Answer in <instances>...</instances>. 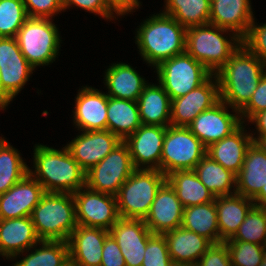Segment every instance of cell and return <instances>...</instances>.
Wrapping results in <instances>:
<instances>
[{"instance_id": "cell-1", "label": "cell", "mask_w": 266, "mask_h": 266, "mask_svg": "<svg viewBox=\"0 0 266 266\" xmlns=\"http://www.w3.org/2000/svg\"><path fill=\"white\" fill-rule=\"evenodd\" d=\"M265 73L266 64L241 44L226 64L215 73L219 82L220 100L239 114Z\"/></svg>"}, {"instance_id": "cell-2", "label": "cell", "mask_w": 266, "mask_h": 266, "mask_svg": "<svg viewBox=\"0 0 266 266\" xmlns=\"http://www.w3.org/2000/svg\"><path fill=\"white\" fill-rule=\"evenodd\" d=\"M34 172L29 173L48 193L74 194L85 186V172L68 148L57 150L37 144L34 148Z\"/></svg>"}, {"instance_id": "cell-3", "label": "cell", "mask_w": 266, "mask_h": 266, "mask_svg": "<svg viewBox=\"0 0 266 266\" xmlns=\"http://www.w3.org/2000/svg\"><path fill=\"white\" fill-rule=\"evenodd\" d=\"M136 44L144 61L155 66L186 52V28L172 16L159 13L139 26Z\"/></svg>"}, {"instance_id": "cell-4", "label": "cell", "mask_w": 266, "mask_h": 266, "mask_svg": "<svg viewBox=\"0 0 266 266\" xmlns=\"http://www.w3.org/2000/svg\"><path fill=\"white\" fill-rule=\"evenodd\" d=\"M30 217L41 241L67 242L77 227L73 194L46 192Z\"/></svg>"}, {"instance_id": "cell-5", "label": "cell", "mask_w": 266, "mask_h": 266, "mask_svg": "<svg viewBox=\"0 0 266 266\" xmlns=\"http://www.w3.org/2000/svg\"><path fill=\"white\" fill-rule=\"evenodd\" d=\"M228 31L211 23L187 28L186 52L215 74L242 44V39L233 32L231 40L222 36Z\"/></svg>"}, {"instance_id": "cell-6", "label": "cell", "mask_w": 266, "mask_h": 266, "mask_svg": "<svg viewBox=\"0 0 266 266\" xmlns=\"http://www.w3.org/2000/svg\"><path fill=\"white\" fill-rule=\"evenodd\" d=\"M165 182L166 176L159 170L136 169L116 195L119 217L144 220Z\"/></svg>"}, {"instance_id": "cell-7", "label": "cell", "mask_w": 266, "mask_h": 266, "mask_svg": "<svg viewBox=\"0 0 266 266\" xmlns=\"http://www.w3.org/2000/svg\"><path fill=\"white\" fill-rule=\"evenodd\" d=\"M50 18L28 17L19 29L16 39L19 48L34 68L55 61L60 48L58 28Z\"/></svg>"}, {"instance_id": "cell-8", "label": "cell", "mask_w": 266, "mask_h": 266, "mask_svg": "<svg viewBox=\"0 0 266 266\" xmlns=\"http://www.w3.org/2000/svg\"><path fill=\"white\" fill-rule=\"evenodd\" d=\"M205 155L206 147L188 127H166L160 159V171L165 176L175 171L193 170Z\"/></svg>"}, {"instance_id": "cell-9", "label": "cell", "mask_w": 266, "mask_h": 266, "mask_svg": "<svg viewBox=\"0 0 266 266\" xmlns=\"http://www.w3.org/2000/svg\"><path fill=\"white\" fill-rule=\"evenodd\" d=\"M156 71L159 83L171 100L186 95L213 75L187 52L163 61Z\"/></svg>"}, {"instance_id": "cell-10", "label": "cell", "mask_w": 266, "mask_h": 266, "mask_svg": "<svg viewBox=\"0 0 266 266\" xmlns=\"http://www.w3.org/2000/svg\"><path fill=\"white\" fill-rule=\"evenodd\" d=\"M135 170L128 146L121 141L104 159L85 173V186L116 196Z\"/></svg>"}, {"instance_id": "cell-11", "label": "cell", "mask_w": 266, "mask_h": 266, "mask_svg": "<svg viewBox=\"0 0 266 266\" xmlns=\"http://www.w3.org/2000/svg\"><path fill=\"white\" fill-rule=\"evenodd\" d=\"M73 197L77 225L110 230L120 218L114 195L97 192L84 186L75 192Z\"/></svg>"}, {"instance_id": "cell-12", "label": "cell", "mask_w": 266, "mask_h": 266, "mask_svg": "<svg viewBox=\"0 0 266 266\" xmlns=\"http://www.w3.org/2000/svg\"><path fill=\"white\" fill-rule=\"evenodd\" d=\"M34 69L22 54L16 38L0 37V87L11 101Z\"/></svg>"}, {"instance_id": "cell-13", "label": "cell", "mask_w": 266, "mask_h": 266, "mask_svg": "<svg viewBox=\"0 0 266 266\" xmlns=\"http://www.w3.org/2000/svg\"><path fill=\"white\" fill-rule=\"evenodd\" d=\"M219 101V82L213 74L199 87L171 100V125L187 127L200 113L212 108Z\"/></svg>"}, {"instance_id": "cell-14", "label": "cell", "mask_w": 266, "mask_h": 266, "mask_svg": "<svg viewBox=\"0 0 266 266\" xmlns=\"http://www.w3.org/2000/svg\"><path fill=\"white\" fill-rule=\"evenodd\" d=\"M226 105L220 100L212 108L200 113L187 126L206 148L231 135L243 124L240 114H230Z\"/></svg>"}, {"instance_id": "cell-15", "label": "cell", "mask_w": 266, "mask_h": 266, "mask_svg": "<svg viewBox=\"0 0 266 266\" xmlns=\"http://www.w3.org/2000/svg\"><path fill=\"white\" fill-rule=\"evenodd\" d=\"M165 134L166 127L141 125L124 140L136 169L160 171V159Z\"/></svg>"}, {"instance_id": "cell-16", "label": "cell", "mask_w": 266, "mask_h": 266, "mask_svg": "<svg viewBox=\"0 0 266 266\" xmlns=\"http://www.w3.org/2000/svg\"><path fill=\"white\" fill-rule=\"evenodd\" d=\"M121 140L109 130L83 131L66 145L73 159L86 173L104 159Z\"/></svg>"}, {"instance_id": "cell-17", "label": "cell", "mask_w": 266, "mask_h": 266, "mask_svg": "<svg viewBox=\"0 0 266 266\" xmlns=\"http://www.w3.org/2000/svg\"><path fill=\"white\" fill-rule=\"evenodd\" d=\"M46 192L30 174H26L7 192L0 195V219L30 217Z\"/></svg>"}, {"instance_id": "cell-18", "label": "cell", "mask_w": 266, "mask_h": 266, "mask_svg": "<svg viewBox=\"0 0 266 266\" xmlns=\"http://www.w3.org/2000/svg\"><path fill=\"white\" fill-rule=\"evenodd\" d=\"M183 211L184 206L175 190L166 181L158 190L144 221L153 234H164L181 226Z\"/></svg>"}, {"instance_id": "cell-19", "label": "cell", "mask_w": 266, "mask_h": 266, "mask_svg": "<svg viewBox=\"0 0 266 266\" xmlns=\"http://www.w3.org/2000/svg\"><path fill=\"white\" fill-rule=\"evenodd\" d=\"M109 233L124 256L126 266H142L148 237L152 232L144 220L119 218Z\"/></svg>"}, {"instance_id": "cell-20", "label": "cell", "mask_w": 266, "mask_h": 266, "mask_svg": "<svg viewBox=\"0 0 266 266\" xmlns=\"http://www.w3.org/2000/svg\"><path fill=\"white\" fill-rule=\"evenodd\" d=\"M109 230L77 225L68 242L69 256L78 266H101L102 250Z\"/></svg>"}, {"instance_id": "cell-21", "label": "cell", "mask_w": 266, "mask_h": 266, "mask_svg": "<svg viewBox=\"0 0 266 266\" xmlns=\"http://www.w3.org/2000/svg\"><path fill=\"white\" fill-rule=\"evenodd\" d=\"M74 124L81 131L107 130L108 95L83 87L75 100Z\"/></svg>"}, {"instance_id": "cell-22", "label": "cell", "mask_w": 266, "mask_h": 266, "mask_svg": "<svg viewBox=\"0 0 266 266\" xmlns=\"http://www.w3.org/2000/svg\"><path fill=\"white\" fill-rule=\"evenodd\" d=\"M31 217L0 219V255L17 257L25 250L40 245Z\"/></svg>"}, {"instance_id": "cell-23", "label": "cell", "mask_w": 266, "mask_h": 266, "mask_svg": "<svg viewBox=\"0 0 266 266\" xmlns=\"http://www.w3.org/2000/svg\"><path fill=\"white\" fill-rule=\"evenodd\" d=\"M250 0H211L209 23L243 39L254 19Z\"/></svg>"}, {"instance_id": "cell-24", "label": "cell", "mask_w": 266, "mask_h": 266, "mask_svg": "<svg viewBox=\"0 0 266 266\" xmlns=\"http://www.w3.org/2000/svg\"><path fill=\"white\" fill-rule=\"evenodd\" d=\"M266 184V154L252 142L246 150L241 170L236 175L234 193L254 199Z\"/></svg>"}, {"instance_id": "cell-25", "label": "cell", "mask_w": 266, "mask_h": 266, "mask_svg": "<svg viewBox=\"0 0 266 266\" xmlns=\"http://www.w3.org/2000/svg\"><path fill=\"white\" fill-rule=\"evenodd\" d=\"M243 124L231 135L206 148V154L225 169L237 175L244 162L246 150L252 144V135L244 132Z\"/></svg>"}, {"instance_id": "cell-26", "label": "cell", "mask_w": 266, "mask_h": 266, "mask_svg": "<svg viewBox=\"0 0 266 266\" xmlns=\"http://www.w3.org/2000/svg\"><path fill=\"white\" fill-rule=\"evenodd\" d=\"M164 237L172 262L193 266L213 244L207 238L182 226L164 233Z\"/></svg>"}, {"instance_id": "cell-27", "label": "cell", "mask_w": 266, "mask_h": 266, "mask_svg": "<svg viewBox=\"0 0 266 266\" xmlns=\"http://www.w3.org/2000/svg\"><path fill=\"white\" fill-rule=\"evenodd\" d=\"M137 103L142 125H171V99L160 83L146 84Z\"/></svg>"}, {"instance_id": "cell-28", "label": "cell", "mask_w": 266, "mask_h": 266, "mask_svg": "<svg viewBox=\"0 0 266 266\" xmlns=\"http://www.w3.org/2000/svg\"><path fill=\"white\" fill-rule=\"evenodd\" d=\"M220 243L231 239L254 206V201L237 193L215 197Z\"/></svg>"}, {"instance_id": "cell-29", "label": "cell", "mask_w": 266, "mask_h": 266, "mask_svg": "<svg viewBox=\"0 0 266 266\" xmlns=\"http://www.w3.org/2000/svg\"><path fill=\"white\" fill-rule=\"evenodd\" d=\"M107 95L118 99L137 101L147 84L135 69L126 63H115L105 72Z\"/></svg>"}, {"instance_id": "cell-30", "label": "cell", "mask_w": 266, "mask_h": 266, "mask_svg": "<svg viewBox=\"0 0 266 266\" xmlns=\"http://www.w3.org/2000/svg\"><path fill=\"white\" fill-rule=\"evenodd\" d=\"M141 125L137 101L108 96L107 130L124 141Z\"/></svg>"}, {"instance_id": "cell-31", "label": "cell", "mask_w": 266, "mask_h": 266, "mask_svg": "<svg viewBox=\"0 0 266 266\" xmlns=\"http://www.w3.org/2000/svg\"><path fill=\"white\" fill-rule=\"evenodd\" d=\"M166 181L175 190L184 208L215 200V196L199 180L193 170L172 172L166 176Z\"/></svg>"}, {"instance_id": "cell-32", "label": "cell", "mask_w": 266, "mask_h": 266, "mask_svg": "<svg viewBox=\"0 0 266 266\" xmlns=\"http://www.w3.org/2000/svg\"><path fill=\"white\" fill-rule=\"evenodd\" d=\"M181 226L207 238L213 244L220 243L215 200L205 204L185 207Z\"/></svg>"}, {"instance_id": "cell-33", "label": "cell", "mask_w": 266, "mask_h": 266, "mask_svg": "<svg viewBox=\"0 0 266 266\" xmlns=\"http://www.w3.org/2000/svg\"><path fill=\"white\" fill-rule=\"evenodd\" d=\"M193 171L215 197L235 194L231 192V188L236 187V175L207 154L198 162Z\"/></svg>"}, {"instance_id": "cell-34", "label": "cell", "mask_w": 266, "mask_h": 266, "mask_svg": "<svg viewBox=\"0 0 266 266\" xmlns=\"http://www.w3.org/2000/svg\"><path fill=\"white\" fill-rule=\"evenodd\" d=\"M210 3V0H166L163 13L187 29L209 23Z\"/></svg>"}, {"instance_id": "cell-35", "label": "cell", "mask_w": 266, "mask_h": 266, "mask_svg": "<svg viewBox=\"0 0 266 266\" xmlns=\"http://www.w3.org/2000/svg\"><path fill=\"white\" fill-rule=\"evenodd\" d=\"M29 173V167L22 160L17 149L0 137V195Z\"/></svg>"}, {"instance_id": "cell-36", "label": "cell", "mask_w": 266, "mask_h": 266, "mask_svg": "<svg viewBox=\"0 0 266 266\" xmlns=\"http://www.w3.org/2000/svg\"><path fill=\"white\" fill-rule=\"evenodd\" d=\"M40 244L14 266H62L70 258L68 242L42 240Z\"/></svg>"}, {"instance_id": "cell-37", "label": "cell", "mask_w": 266, "mask_h": 266, "mask_svg": "<svg viewBox=\"0 0 266 266\" xmlns=\"http://www.w3.org/2000/svg\"><path fill=\"white\" fill-rule=\"evenodd\" d=\"M227 241H243L265 246L266 210L254 205L235 235Z\"/></svg>"}, {"instance_id": "cell-38", "label": "cell", "mask_w": 266, "mask_h": 266, "mask_svg": "<svg viewBox=\"0 0 266 266\" xmlns=\"http://www.w3.org/2000/svg\"><path fill=\"white\" fill-rule=\"evenodd\" d=\"M27 18L22 0H0V37L16 38Z\"/></svg>"}, {"instance_id": "cell-39", "label": "cell", "mask_w": 266, "mask_h": 266, "mask_svg": "<svg viewBox=\"0 0 266 266\" xmlns=\"http://www.w3.org/2000/svg\"><path fill=\"white\" fill-rule=\"evenodd\" d=\"M232 266H260L265 247L250 242L225 241Z\"/></svg>"}, {"instance_id": "cell-40", "label": "cell", "mask_w": 266, "mask_h": 266, "mask_svg": "<svg viewBox=\"0 0 266 266\" xmlns=\"http://www.w3.org/2000/svg\"><path fill=\"white\" fill-rule=\"evenodd\" d=\"M172 263L164 234L152 233L148 237L142 266H170Z\"/></svg>"}, {"instance_id": "cell-41", "label": "cell", "mask_w": 266, "mask_h": 266, "mask_svg": "<svg viewBox=\"0 0 266 266\" xmlns=\"http://www.w3.org/2000/svg\"><path fill=\"white\" fill-rule=\"evenodd\" d=\"M254 20L242 39V44L266 64V23L258 26Z\"/></svg>"}, {"instance_id": "cell-42", "label": "cell", "mask_w": 266, "mask_h": 266, "mask_svg": "<svg viewBox=\"0 0 266 266\" xmlns=\"http://www.w3.org/2000/svg\"><path fill=\"white\" fill-rule=\"evenodd\" d=\"M28 17L52 18L63 10L62 0H22Z\"/></svg>"}, {"instance_id": "cell-43", "label": "cell", "mask_w": 266, "mask_h": 266, "mask_svg": "<svg viewBox=\"0 0 266 266\" xmlns=\"http://www.w3.org/2000/svg\"><path fill=\"white\" fill-rule=\"evenodd\" d=\"M266 110V73L260 79L257 88L251 96L249 102L239 111L241 120L243 117L248 121L258 112Z\"/></svg>"}, {"instance_id": "cell-44", "label": "cell", "mask_w": 266, "mask_h": 266, "mask_svg": "<svg viewBox=\"0 0 266 266\" xmlns=\"http://www.w3.org/2000/svg\"><path fill=\"white\" fill-rule=\"evenodd\" d=\"M194 266H232L226 244H212Z\"/></svg>"}, {"instance_id": "cell-45", "label": "cell", "mask_w": 266, "mask_h": 266, "mask_svg": "<svg viewBox=\"0 0 266 266\" xmlns=\"http://www.w3.org/2000/svg\"><path fill=\"white\" fill-rule=\"evenodd\" d=\"M101 266H126L119 245L111 234L103 244Z\"/></svg>"}, {"instance_id": "cell-46", "label": "cell", "mask_w": 266, "mask_h": 266, "mask_svg": "<svg viewBox=\"0 0 266 266\" xmlns=\"http://www.w3.org/2000/svg\"><path fill=\"white\" fill-rule=\"evenodd\" d=\"M63 10L71 7V5L80 7L91 13L99 14L106 19L114 18V13L108 8L106 0H62Z\"/></svg>"}, {"instance_id": "cell-47", "label": "cell", "mask_w": 266, "mask_h": 266, "mask_svg": "<svg viewBox=\"0 0 266 266\" xmlns=\"http://www.w3.org/2000/svg\"><path fill=\"white\" fill-rule=\"evenodd\" d=\"M108 8L119 15L131 12L135 8L138 9L140 1L138 0H106Z\"/></svg>"}, {"instance_id": "cell-48", "label": "cell", "mask_w": 266, "mask_h": 266, "mask_svg": "<svg viewBox=\"0 0 266 266\" xmlns=\"http://www.w3.org/2000/svg\"><path fill=\"white\" fill-rule=\"evenodd\" d=\"M249 121L256 123L258 137H266V110L258 112Z\"/></svg>"}, {"instance_id": "cell-49", "label": "cell", "mask_w": 266, "mask_h": 266, "mask_svg": "<svg viewBox=\"0 0 266 266\" xmlns=\"http://www.w3.org/2000/svg\"><path fill=\"white\" fill-rule=\"evenodd\" d=\"M254 205L266 210V184L262 187L261 192L253 199Z\"/></svg>"}, {"instance_id": "cell-50", "label": "cell", "mask_w": 266, "mask_h": 266, "mask_svg": "<svg viewBox=\"0 0 266 266\" xmlns=\"http://www.w3.org/2000/svg\"><path fill=\"white\" fill-rule=\"evenodd\" d=\"M252 135V140L255 142L259 148L266 154V137H253Z\"/></svg>"}, {"instance_id": "cell-51", "label": "cell", "mask_w": 266, "mask_h": 266, "mask_svg": "<svg viewBox=\"0 0 266 266\" xmlns=\"http://www.w3.org/2000/svg\"><path fill=\"white\" fill-rule=\"evenodd\" d=\"M10 99L1 91L0 87V110L8 106L10 104Z\"/></svg>"}, {"instance_id": "cell-52", "label": "cell", "mask_w": 266, "mask_h": 266, "mask_svg": "<svg viewBox=\"0 0 266 266\" xmlns=\"http://www.w3.org/2000/svg\"><path fill=\"white\" fill-rule=\"evenodd\" d=\"M62 266H78V265L69 258Z\"/></svg>"}, {"instance_id": "cell-53", "label": "cell", "mask_w": 266, "mask_h": 266, "mask_svg": "<svg viewBox=\"0 0 266 266\" xmlns=\"http://www.w3.org/2000/svg\"><path fill=\"white\" fill-rule=\"evenodd\" d=\"M170 266H193V265H190V264H183V263H172Z\"/></svg>"}, {"instance_id": "cell-54", "label": "cell", "mask_w": 266, "mask_h": 266, "mask_svg": "<svg viewBox=\"0 0 266 266\" xmlns=\"http://www.w3.org/2000/svg\"><path fill=\"white\" fill-rule=\"evenodd\" d=\"M260 266H266V250H265L264 257H263V261Z\"/></svg>"}]
</instances>
